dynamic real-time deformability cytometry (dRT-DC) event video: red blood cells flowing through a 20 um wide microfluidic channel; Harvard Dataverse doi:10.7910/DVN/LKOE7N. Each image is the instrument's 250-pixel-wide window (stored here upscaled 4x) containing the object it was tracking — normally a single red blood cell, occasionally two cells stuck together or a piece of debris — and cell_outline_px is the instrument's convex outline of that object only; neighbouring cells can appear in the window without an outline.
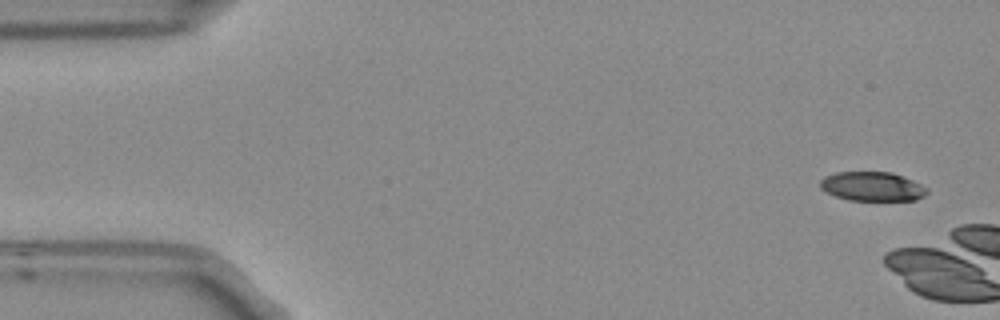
{"species": "Egyptian fruit bat (a non-hibernating species)", "species_latin": "Rousettus aegyptiacus", "temperature_condition": "room temperature", "stored_images_in_passage": 3, "camera_frame_rate_fps": 3000, "um_per_image_px": 0.085, "frame": {"image": 1, "passage_image": 1, "time_ms": 0.0, "image_size_px": [1000, 320], "cell_outline_px": [[928, 192], [924, 196], [916, 200], [848, 200], [824, 192], [820, 188], [820, 180], [824, 176], [836, 172], [892, 172], [912, 180], [928, 188]], "centroid_in_image_um": [74.12, 15.85], "position_along_channel_um": 10.9, "area_um2": 18.26}}